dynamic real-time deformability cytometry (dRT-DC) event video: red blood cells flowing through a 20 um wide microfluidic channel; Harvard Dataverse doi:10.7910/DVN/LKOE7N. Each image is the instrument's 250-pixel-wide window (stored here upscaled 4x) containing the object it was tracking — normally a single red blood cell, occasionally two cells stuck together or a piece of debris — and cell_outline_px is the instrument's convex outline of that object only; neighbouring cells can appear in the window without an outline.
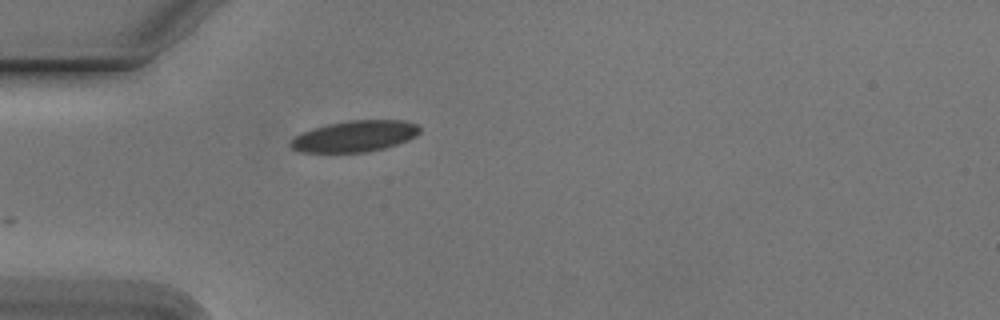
{"species": "Egyptian fruit bat (a non-hibernating species)", "species_latin": "Rousettus aegyptiacus", "temperature_condition": "cold", "stored_images_in_passage": 25, "camera_frame_rate_fps": 3000, "um_per_image_px": 0.085, "animal": {"sex": "male"}, "frame": {"image": 1, "passage_image": 1, "time_ms": 0.0, "image_size_px": [1000, 320], "cell_outline_px": [[420, 132], [416, 136], [408, 140], [384, 148], [364, 152], [300, 152], [292, 148], [288, 144], [296, 136], [304, 132], [328, 124], [348, 120], [404, 120], [416, 124], [420, 128]], "centroid_in_image_um": [30.18, 11.57], "position_along_channel_um": 54.8, "area_um2": 23.24}}
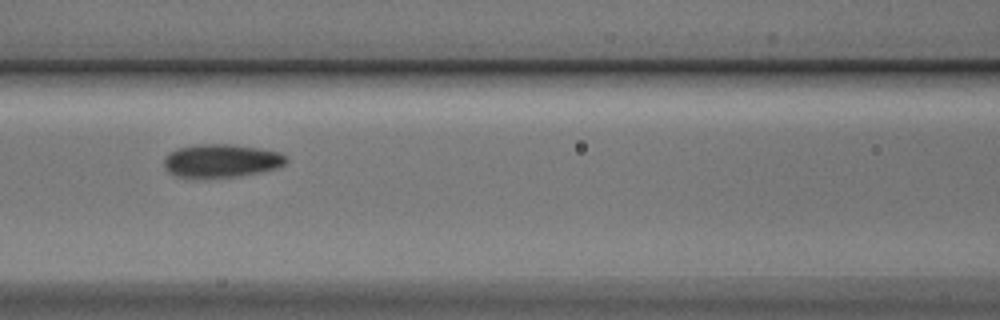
{"frame": {"image": 2, "passage_image": 9, "time_ms": 2.667, "image_size_px": [1000, 320], "cell_outline_px": [[288, 160], [284, 164], [276, 168], [260, 172], [240, 176], [176, 176], [168, 172], [164, 164], [164, 156], [168, 152], [176, 148], [196, 144], [232, 144], [280, 152]], "centroid_in_image_um": [18.78, 13.64], "position_along_channel_um": 147.8, "area_um2": 23.35}}
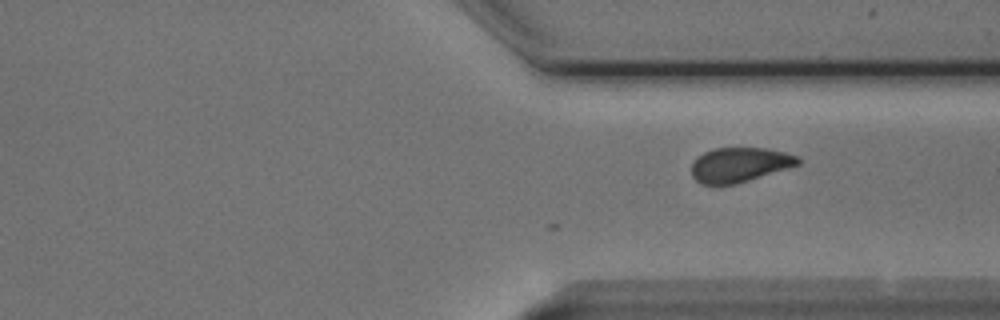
{"frame": {"image": 3, "passage_image": 25, "time_ms": 8.0, "image_size_px": [1000, 320], "cell_outline_px": [[800, 164], [736, 184], [700, 184], [692, 176], [692, 164], [704, 152], [712, 148], [768, 148], [800, 156]], "centroid_in_image_um": [62.88, 13.99], "position_along_channel_um": 348.5, "area_um2": 21.33}}